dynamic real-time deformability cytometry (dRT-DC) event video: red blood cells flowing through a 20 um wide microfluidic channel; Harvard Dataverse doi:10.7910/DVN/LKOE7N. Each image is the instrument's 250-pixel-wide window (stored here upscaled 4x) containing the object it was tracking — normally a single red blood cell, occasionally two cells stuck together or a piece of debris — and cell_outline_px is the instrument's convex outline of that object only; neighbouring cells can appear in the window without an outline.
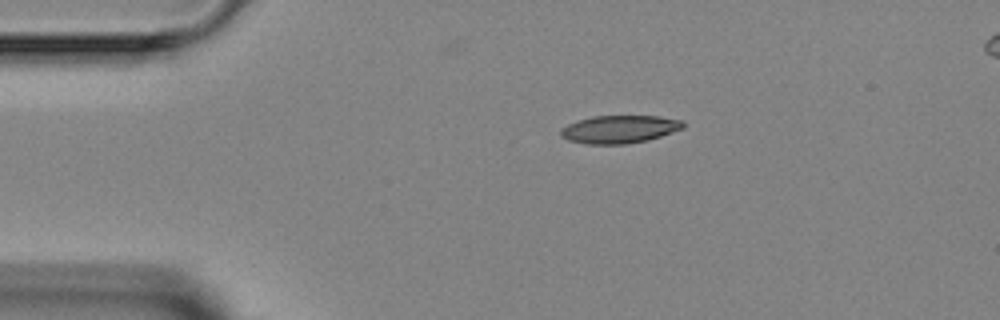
{"species": "Egyptian fruit bat (a non-hibernating species)", "species_latin": "Rousettus aegyptiacus", "temperature_condition": "room temperature", "stored_images_in_passage": 3, "segment_of_instrument_passage": [1, 2], "camera_frame_rate_fps": 3000, "um_per_image_px": 0.085, "animal": {"sex": "female"}, "frame": {"image": 1, "passage_image": 1, "time_ms": 0.0, "image_size_px": [1000, 320], "cell_outline_px": [[684, 128], [648, 140], [624, 144], [588, 144], [568, 140], [560, 136], [560, 128], [568, 124], [592, 116], [660, 116], [684, 120]], "centroid_in_image_um": [52.66, 10.98], "position_along_channel_um": 32.3, "area_um2": 19.88}}